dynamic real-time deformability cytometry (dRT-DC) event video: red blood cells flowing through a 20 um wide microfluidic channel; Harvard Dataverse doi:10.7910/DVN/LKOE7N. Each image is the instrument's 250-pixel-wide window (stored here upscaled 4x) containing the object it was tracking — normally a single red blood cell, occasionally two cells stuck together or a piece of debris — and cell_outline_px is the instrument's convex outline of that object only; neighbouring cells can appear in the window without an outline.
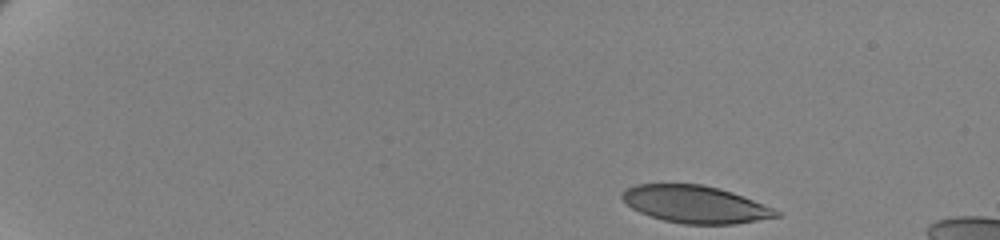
{"species": "human", "species_latin": "Homo sapiens", "temperature_condition": "cold", "stored_images_in_passage": 53, "camera_frame_rate_fps": 3000, "um_per_image_px": 0.085, "donor": {"sex": "female"}, "frame": {"image": 1, "passage_image": 1, "time_ms": 0.0, "image_size_px": [1000, 240], "cell_outline_px": [[780, 216], [732, 224], [684, 224], [664, 220], [640, 212], [632, 208], [620, 196], [628, 188], [636, 184], [700, 184], [720, 188], [732, 192], [772, 208], [780, 212]], "centroid_in_image_um": [59.08, 17.36], "position_along_channel_um": 25.9, "area_um2": 32.95}}
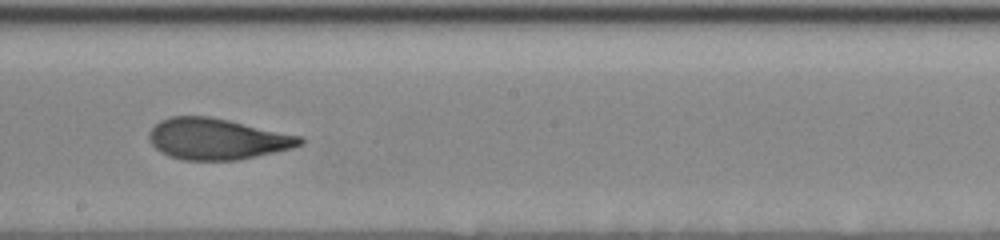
{"frame": {"image": 2, "passage_image": 30, "time_ms": 9.667, "image_size_px": [1000, 240], "cell_outline_px": [[304, 144], [292, 148], [240, 160], [184, 160], [168, 156], [160, 152], [152, 144], [148, 136], [148, 132], [160, 120], [172, 116], [208, 116], [228, 120], [304, 136]], "centroid_in_image_um": [18.47, 11.81], "position_along_channel_um": 229.7, "area_um2": 36.36}}
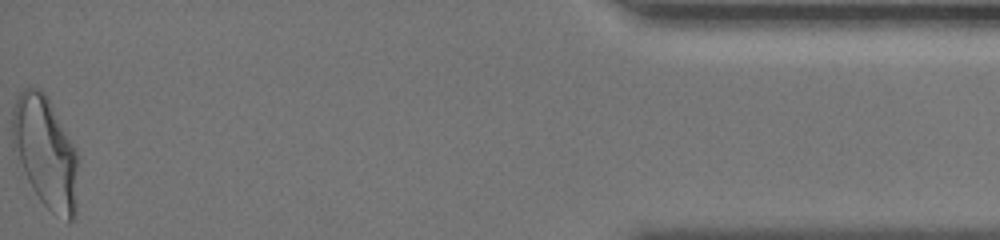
{"frame": {"image": 3, "passage_image": 53, "time_ms": 17.333, "image_size_px": [1000, 240], "cell_outline_px": [[76, 212], [72, 220], [68, 220], [52, 212], [40, 200], [16, 164], [12, 148], [12, 108], [16, 96], [24, 88], [36, 88], [44, 92], [48, 96], [76, 148]], "centroid_in_image_um": [3.8, 12.89], "position_along_channel_um": 431.4, "area_um2": 43.0}, "authors_computed_cell_mechanics": {"area_um2": 36.414, "velocity_mm_per_s": 3.4557, "shape_relaxation_time_tau1_ms": 6.481, "shape_relaxation_time_tau2_ms": 1.3338, "deformation_change_tau1": 0.2107, "deformation_change_tau2": 0.0877}}